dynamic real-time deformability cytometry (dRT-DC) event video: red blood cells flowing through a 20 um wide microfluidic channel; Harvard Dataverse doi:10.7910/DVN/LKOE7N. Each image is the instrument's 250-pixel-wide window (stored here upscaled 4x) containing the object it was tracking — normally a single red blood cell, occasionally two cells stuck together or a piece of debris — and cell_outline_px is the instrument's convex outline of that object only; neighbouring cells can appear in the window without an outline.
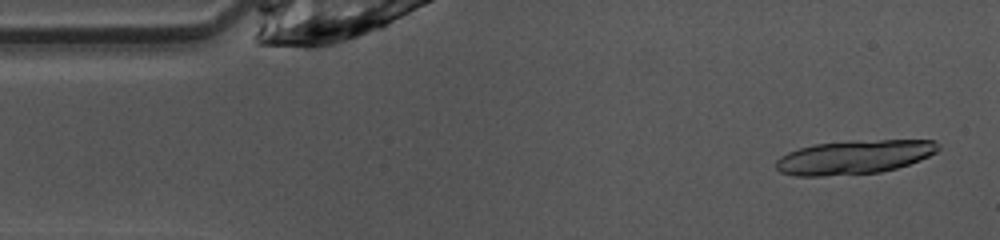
{"species": "common noctule bat (a hibernating species)", "species_latin": "Nyctalus noctula", "temperature_condition": "warm", "stored_images_in_passage": 47, "camera_frame_rate_fps": 3000, "um_per_image_px": 0.085, "animal": {"sex": "female", "body_mass_g": 10.0, "forearm_length_mm": 53.1}, "frame": {"image": 1, "passage_image": 2, "time_ms": 0.333, "image_size_px": [1000, 240], "cell_outline_px": [[940, 148], [936, 152], [920, 160], [896, 168], [880, 172], [824, 176], [796, 176], [780, 172], [776, 168], [776, 160], [780, 156], [788, 152], [800, 148], [816, 144], [856, 140], [936, 140]], "centroid_in_image_um": [72.6, 13.35], "position_along_channel_um": 12.4, "area_um2": 32.02}}
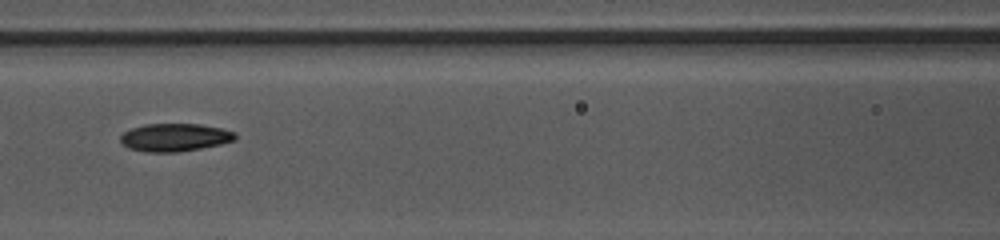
{"frame": {"image": 2, "passage_image": 19, "time_ms": 6.0, "image_size_px": [1000, 240], "cell_outline_px": [[236, 140], [220, 144], [200, 148], [176, 152], [148, 152], [128, 148], [120, 140], [120, 136], [124, 132], [132, 128], [144, 124], [200, 124], [220, 128], [236, 132]], "centroid_in_image_um": [14.86, 11.67], "position_along_channel_um": 151.7, "area_um2": 18.55}}
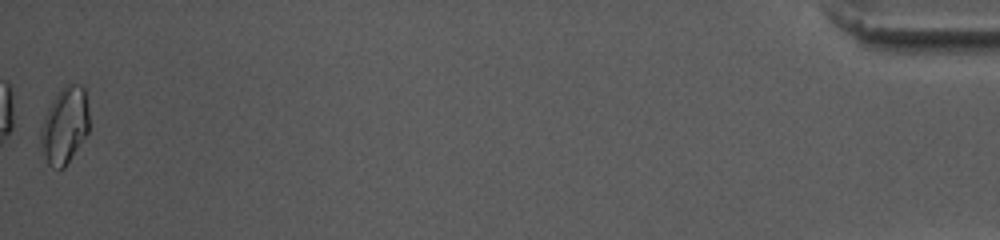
{"frame": {"image": 3, "passage_image": 47, "time_ms": 15.333, "image_size_px": [1000, 240], "cell_outline_px": [[88, 132], [64, 168], [52, 168], [48, 164], [40, 140], [40, 128], [44, 116], [56, 92], [64, 84], [80, 84], [84, 88], [88, 108]], "centroid_in_image_um": [5.49, 10.62], "position_along_channel_um": 429.7, "area_um2": 21.5}, "authors_computed_cell_mechanics": {"area_um2": 18.6116, "velocity_mm_per_s": 4.0919, "shape_relaxation_time_tau1_ms": 4.4135, "shape_relaxation_time_tau2_ms": 3.5211, "deformation_change_tau1": 0.1674, "deformation_change_tau2": 0.1009}}